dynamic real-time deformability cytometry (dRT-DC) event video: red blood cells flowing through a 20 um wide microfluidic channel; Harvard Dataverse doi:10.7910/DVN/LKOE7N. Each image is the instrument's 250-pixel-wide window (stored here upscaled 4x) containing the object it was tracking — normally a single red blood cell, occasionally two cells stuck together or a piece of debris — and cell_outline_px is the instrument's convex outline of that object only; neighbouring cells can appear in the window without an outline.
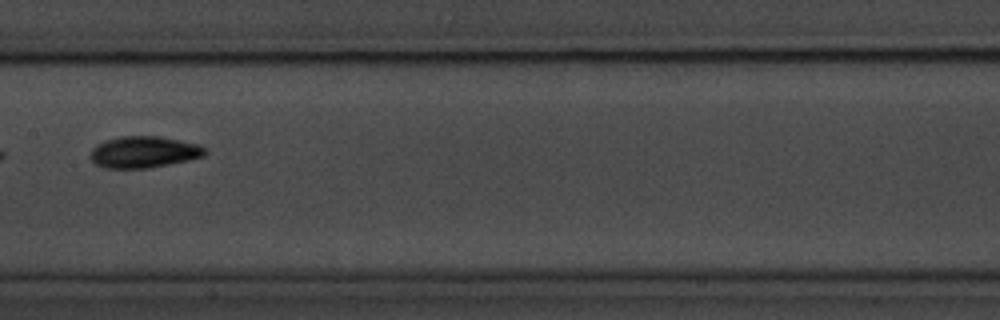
{"species": "common noctule bat (a hibernating species)", "species_latin": "Nyctalus noctula", "temperature_condition": "room temperature", "stored_images_in_passage": 9, "camera_frame_rate_fps": 3000, "um_per_image_px": 0.085, "animal": {"sex": "male", "body_mass_g": 20.1, "forearm_length_mm": 53.5}, "frame": {"image": 1, "passage_image": 6, "time_ms": 6.0, "image_size_px": [1000, 320], "cell_outline_px": [[204, 156], [188, 160], [148, 168], [104, 168], [96, 164], [88, 156], [92, 148], [96, 144], [104, 140], [120, 136], [160, 136], [196, 144], [204, 148]], "centroid_in_image_um": [12.14, 12.92], "position_along_channel_um": 195.3, "area_um2": 20.98}}